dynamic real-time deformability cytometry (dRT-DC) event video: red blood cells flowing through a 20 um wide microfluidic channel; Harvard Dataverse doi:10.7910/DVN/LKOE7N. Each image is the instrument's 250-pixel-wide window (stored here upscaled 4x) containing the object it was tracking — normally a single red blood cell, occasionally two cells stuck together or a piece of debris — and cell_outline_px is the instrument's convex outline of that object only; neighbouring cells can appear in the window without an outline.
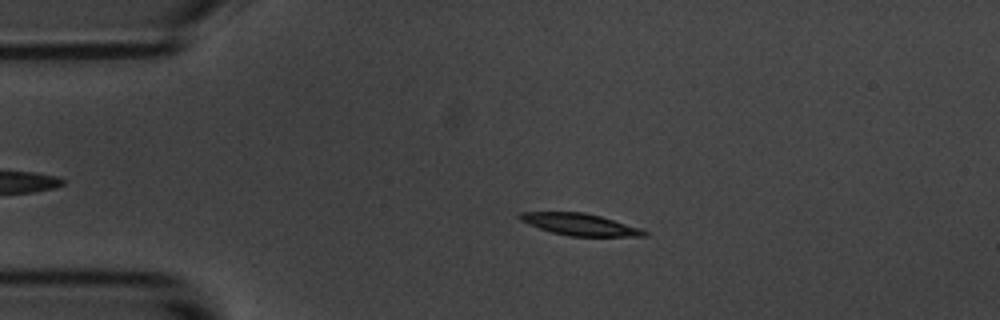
{"species": "common noctule bat (a hibernating species)", "species_latin": "Nyctalus noctula", "temperature_condition": "room temperature", "stored_images_in_passage": 14, "camera_frame_rate_fps": 3000, "um_per_image_px": 0.085, "animal": {"sex": "male", "body_mass_g": 20.1, "forearm_length_mm": 53.5}, "frame": {"image": 1, "passage_image": 3, "time_ms": 2.333, "image_size_px": [1000, 320], "cell_outline_px": [[648, 236], [568, 236], [552, 232], [528, 224], [520, 220], [516, 216], [520, 212], [584, 212], [600, 216], [640, 228], [648, 232]], "centroid_in_image_um": [49.26, 19.07], "position_along_channel_um": 35.7, "area_um2": 15.72}}
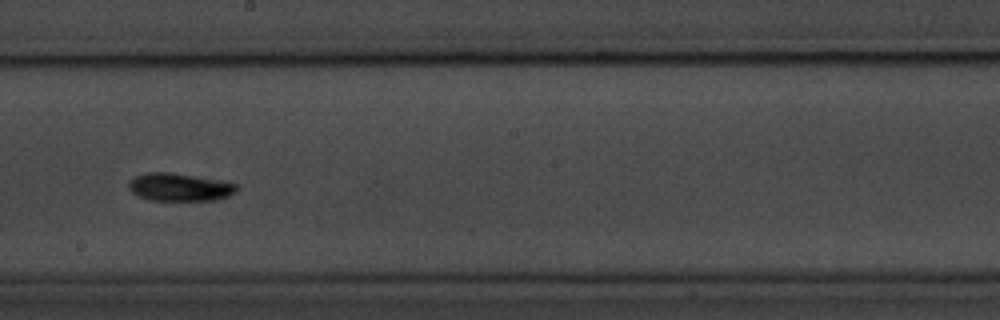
{"frame": {"image": 2, "passage_image": 8, "time_ms": 9.0, "image_size_px": [1000, 320], "cell_outline_px": [[240, 188], [236, 192], [228, 196], [216, 200], [148, 200], [132, 192], [128, 188], [128, 180], [136, 176], [148, 172], [172, 172], [240, 184]], "centroid_in_image_um": [15.28, 15.9], "position_along_channel_um": 232.9, "area_um2": 17.63}}
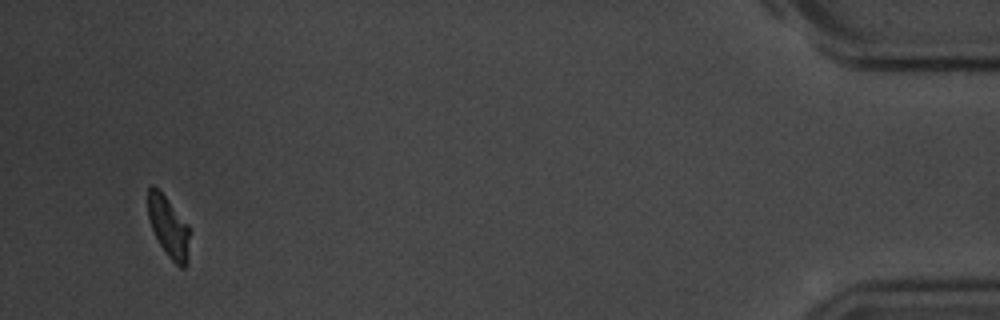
{"frame": {"image": 3, "passage_image": 14, "time_ms": 16.667, "image_size_px": [1000, 320], "cell_outline_px": [[192, 232], [188, 264], [184, 268], [180, 268], [168, 256], [160, 244], [152, 228], [148, 216], [148, 188], [152, 184], [164, 196], [188, 224]], "centroid_in_image_um": [14.39, 19.36], "position_along_channel_um": 420.8, "area_um2": 14.97}, "authors_computed_cell_mechanics": {"area_um2": 16.2996, "velocity_mm_per_s": 3.4817, "shape_relaxation_time_tau1_ms": 1.1554, "shape_relaxation_time_tau2_ms": null, "deformation_change_tau1": 0.059, "deformation_change_tau2": null}}